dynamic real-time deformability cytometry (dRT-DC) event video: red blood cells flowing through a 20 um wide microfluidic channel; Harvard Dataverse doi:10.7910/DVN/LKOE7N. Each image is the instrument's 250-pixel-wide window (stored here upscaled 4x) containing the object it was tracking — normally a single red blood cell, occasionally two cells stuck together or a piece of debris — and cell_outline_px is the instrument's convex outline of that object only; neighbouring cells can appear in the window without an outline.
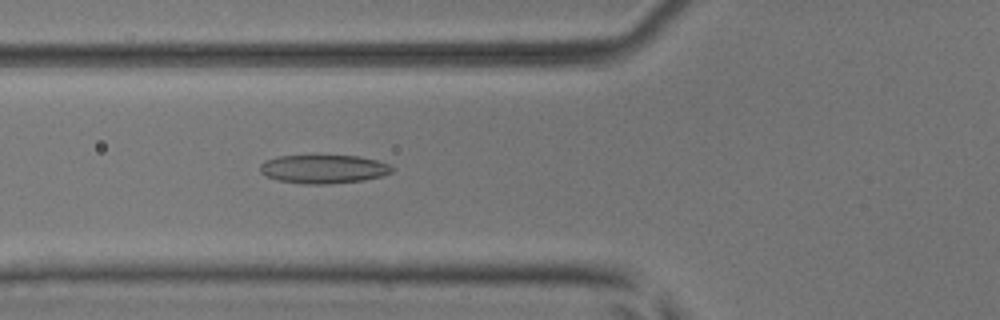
{"species": "common noctule bat (a hibernating species)", "species_latin": "Nyctalus noctula", "temperature_condition": "room temperature", "stored_images_in_passage": 34, "camera_frame_rate_fps": 3000, "um_per_image_px": 0.085, "animal": {"sex": "male", "body_mass_g": 17.9, "forearm_length_mm": 54.2}, "frame": {"image": 1, "passage_image": 12, "time_ms": 3.667, "image_size_px": [1000, 320], "cell_outline_px": [[392, 172], [380, 176], [364, 180], [328, 184], [304, 184], [276, 180], [264, 176], [260, 172], [260, 164], [264, 160], [280, 156], [360, 156], [376, 160], [388, 164], [392, 168]], "centroid_in_image_um": [27.45, 14.38], "position_along_channel_um": 98.4, "area_um2": 21.96}}
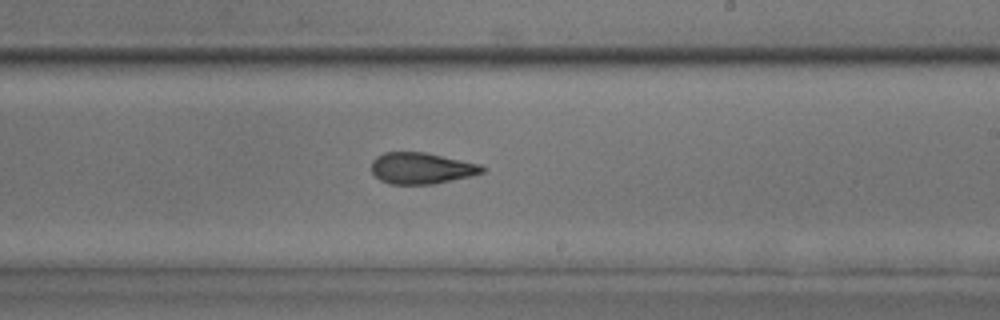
{"frame": {"image": 2, "passage_image": 24, "time_ms": 7.667, "image_size_px": [1000, 320], "cell_outline_px": [[484, 172], [468, 176], [432, 184], [388, 184], [380, 180], [372, 172], [372, 160], [376, 156], [384, 152], [424, 152], [480, 164], [484, 168]], "centroid_in_image_um": [35.77, 14.29], "position_along_channel_um": 253.2, "area_um2": 20.0}}
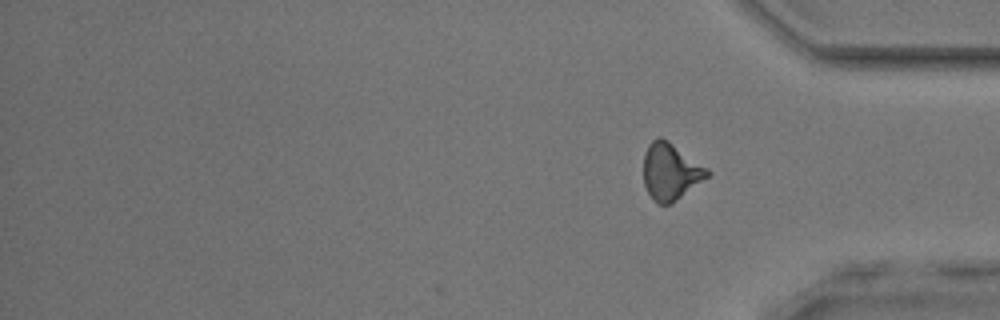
{"frame": {"image": 3, "passage_image": 34, "time_ms": 11.0, "image_size_px": [1000, 320], "cell_outline_px": [[712, 172], [708, 176], [672, 204], [660, 204], [652, 200], [644, 184], [644, 152], [648, 144], [656, 136], [660, 136], [668, 140], [708, 168]], "centroid_in_image_um": [56.99, 14.57], "position_along_channel_um": 378.2, "area_um2": 21.21}, "authors_computed_cell_mechanics": {"area_um2": 21.2126, "velocity_mm_per_s": 3.8799, "shape_relaxation_time_tau1_ms": null, "shape_relaxation_time_tau2_ms": 2.1474, "deformation_change_tau1": null, "deformation_change_tau2": 0.1113}}